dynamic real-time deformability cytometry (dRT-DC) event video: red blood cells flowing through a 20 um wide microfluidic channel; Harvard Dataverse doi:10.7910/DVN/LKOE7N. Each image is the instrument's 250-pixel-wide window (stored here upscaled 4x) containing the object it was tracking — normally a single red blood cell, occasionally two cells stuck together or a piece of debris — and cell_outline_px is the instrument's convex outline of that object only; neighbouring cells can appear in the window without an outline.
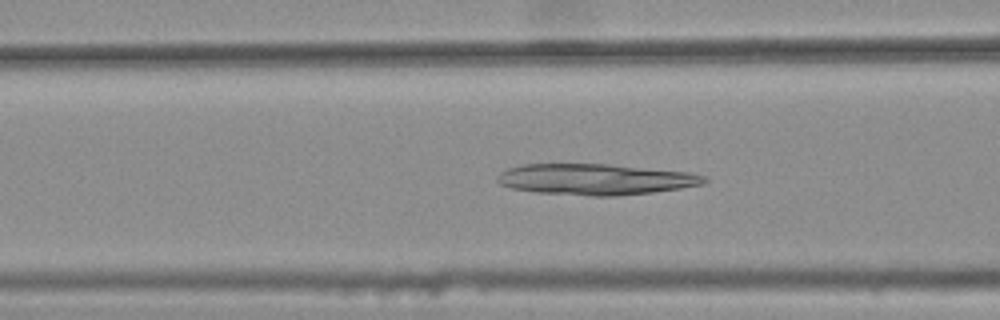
{"species": "common noctule bat (a hibernating species)", "species_latin": "Nyctalus noctula", "temperature_condition": "warm", "stored_images_in_passage": 42, "camera_frame_rate_fps": 3000, "um_per_image_px": 0.085, "animal": {"sex": "female", "body_mass_g": 25.1}, "frame": {"image": 1, "passage_image": 18, "time_ms": 5.667, "image_size_px": [1000, 320], "cell_outline_px": [[708, 180], [704, 184], [680, 188], [652, 192], [616, 196], [592, 196], [536, 192], [512, 188], [500, 184], [496, 180], [496, 176], [500, 172], [508, 168], [520, 164], [608, 164], [688, 172], [704, 176]], "centroid_in_image_um": [50.58, 15.24], "position_along_channel_um": 116.0, "area_um2": 37.34}}
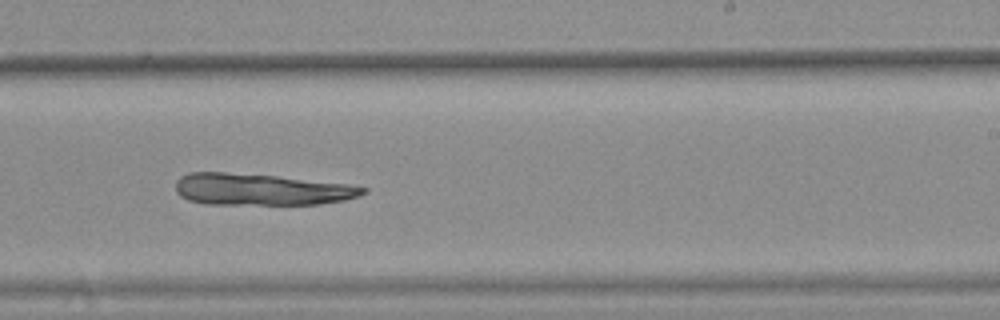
{"frame": {"image": 2, "passage_image": 30, "time_ms": 9.667, "image_size_px": [1000, 320], "cell_outline_px": [[368, 192], [360, 196], [344, 200], [320, 204], [208, 204], [188, 200], [180, 196], [176, 192], [176, 180], [180, 176], [188, 172], [224, 172], [276, 176], [348, 184], [368, 188]], "centroid_in_image_um": [22.18, 16.1], "position_along_channel_um": 266.8, "area_um2": 34.62}}
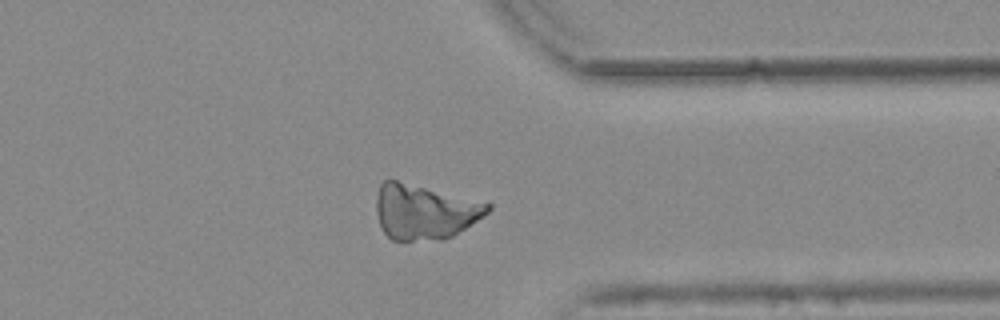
{"frame": {"image": 3, "passage_image": 39, "time_ms": 12.667, "image_size_px": [1000, 320], "cell_outline_px": [[492, 208], [484, 216], [452, 236], [444, 240], [392, 240], [384, 232], [380, 224], [376, 212], [376, 196], [380, 184], [384, 180], [396, 180], [492, 204]], "centroid_in_image_um": [36.06, 18.01], "position_along_channel_um": 375.3, "area_um2": 35.43}}